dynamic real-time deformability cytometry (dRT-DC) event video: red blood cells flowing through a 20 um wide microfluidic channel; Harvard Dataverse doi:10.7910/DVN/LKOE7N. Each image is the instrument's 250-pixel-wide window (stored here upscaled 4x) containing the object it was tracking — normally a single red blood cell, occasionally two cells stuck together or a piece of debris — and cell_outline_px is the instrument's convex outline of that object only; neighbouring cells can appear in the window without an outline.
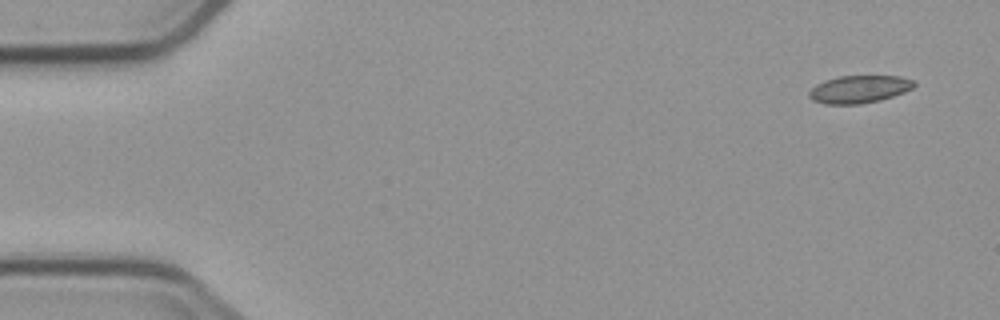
{"species": "common noctule bat (a hibernating species)", "species_latin": "Nyctalus noctula", "temperature_condition": "cold", "stored_images_in_passage": 4, "camera_frame_rate_fps": 3000, "um_per_image_px": 0.085, "animal": {"sex": "male", "body_mass_g": 23.1, "forearm_length_mm": 52.7}, "frame": {"image": 1, "passage_image": 1, "time_ms": 0.0, "image_size_px": [1000, 320], "cell_outline_px": [[916, 84], [912, 88], [904, 92], [880, 100], [860, 104], [824, 104], [812, 100], [808, 96], [808, 92], [816, 84], [824, 80], [840, 76], [900, 76], [916, 80]], "centroid_in_image_um": [73.02, 7.58], "position_along_channel_um": 12.0, "area_um2": 16.99}}
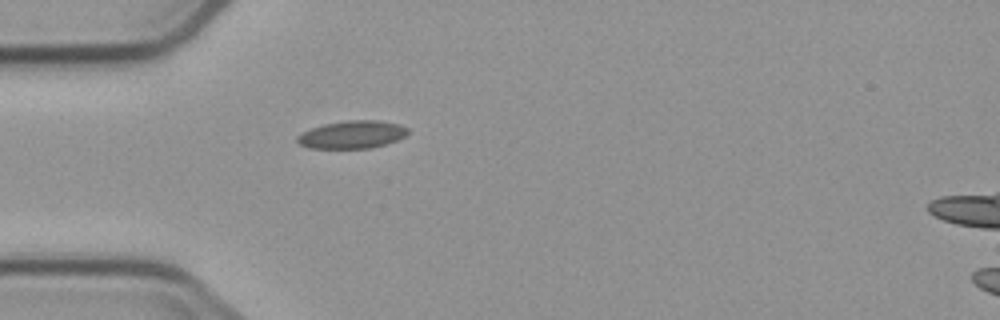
{"frame": {"image": 2, "passage_image": 4, "time_ms": 4.333, "image_size_px": [1000, 320], "cell_outline_px": [[408, 132], [404, 136], [396, 140], [372, 148], [308, 148], [300, 144], [296, 140], [296, 136], [312, 128], [324, 124], [348, 120], [380, 120], [400, 124], [408, 128]], "centroid_in_image_um": [29.93, 11.43], "position_along_channel_um": 55.1, "area_um2": 17.8}}